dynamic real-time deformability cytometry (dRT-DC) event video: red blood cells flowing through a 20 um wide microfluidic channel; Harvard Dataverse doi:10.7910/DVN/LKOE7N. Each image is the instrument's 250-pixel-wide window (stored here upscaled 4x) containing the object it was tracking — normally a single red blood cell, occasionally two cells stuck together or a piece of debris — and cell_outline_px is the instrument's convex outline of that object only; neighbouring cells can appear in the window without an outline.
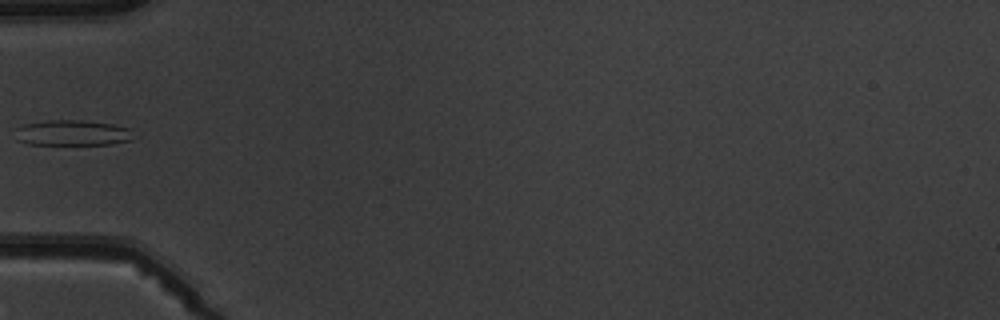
{"species": "common noctule bat (a hibernating species)", "species_latin": "Nyctalus noctula", "temperature_condition": "warm", "stored_images_in_passage": 5, "camera_frame_rate_fps": 3000, "um_per_image_px": 0.085, "animal": {"sex": "male", "body_mass_g": 19.5, "forearm_length_mm": 54.6}, "frame": {"image": 1, "passage_image": 5, "time_ms": 4.667, "image_size_px": [1000, 320], "cell_outline_px": [[140, 136], [132, 140], [112, 144], [28, 144], [16, 140], [16, 128], [24, 124], [44, 120], [80, 120], [112, 124], [132, 128]], "centroid_in_image_um": [6.25, 11.29], "position_along_channel_um": 78.7, "area_um2": 18.03}}